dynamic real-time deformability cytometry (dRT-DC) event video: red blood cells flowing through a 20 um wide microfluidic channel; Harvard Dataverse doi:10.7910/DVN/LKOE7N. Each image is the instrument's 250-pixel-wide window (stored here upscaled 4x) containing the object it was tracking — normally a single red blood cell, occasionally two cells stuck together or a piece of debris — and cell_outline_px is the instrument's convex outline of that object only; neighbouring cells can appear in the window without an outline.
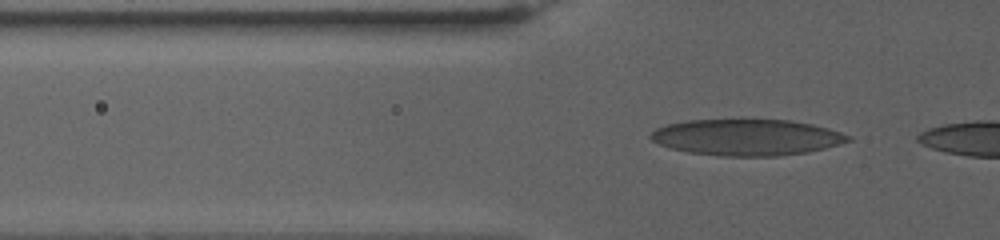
{"species": "human", "species_latin": "Homo sapiens", "temperature_condition": "warm", "stored_images_in_passage": 43, "camera_frame_rate_fps": 3000, "um_per_image_px": 0.085, "donor": {"sex": "female"}, "frame": {"image": 1, "passage_image": 3, "time_ms": 0.667, "image_size_px": [1000, 240], "cell_outline_px": [[852, 140], [840, 144], [808, 152], [776, 156], [720, 156], [688, 152], [668, 148], [652, 140], [648, 136], [656, 128], [668, 124], [688, 120], [744, 116], [792, 120], [812, 124], [828, 128], [852, 136]], "centroid_in_image_um": [63.46, 11.62], "position_along_channel_um": 62.3, "area_um2": 43.23}}
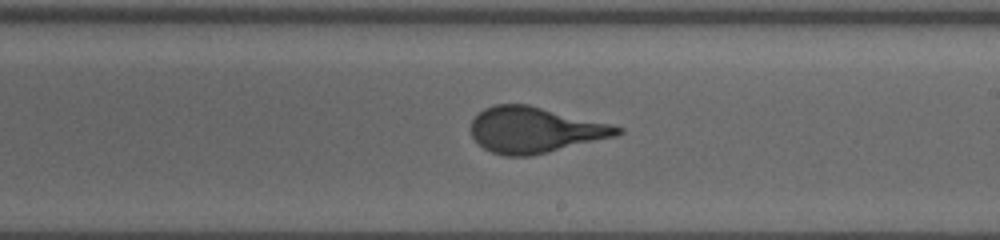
{"frame": {"image": 2, "passage_image": 23, "time_ms": 7.333, "image_size_px": [1000, 240], "cell_outline_px": [[624, 132], [616, 136], [548, 152], [528, 156], [504, 156], [492, 152], [484, 148], [472, 136], [468, 128], [472, 120], [484, 108], [496, 104], [528, 104], [612, 124], [624, 128]], "centroid_in_image_um": [45.46, 11.04], "position_along_channel_um": 243.5, "area_um2": 39.13}}
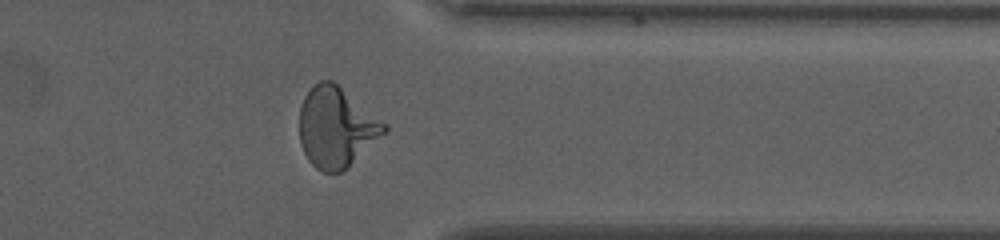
{"frame": {"image": 3, "passage_image": 38, "time_ms": 12.333, "image_size_px": [1000, 240], "cell_outline_px": [[388, 132], [348, 168], [340, 172], [324, 172], [316, 168], [308, 160], [300, 144], [300, 108], [304, 96], [320, 80], [332, 80], [388, 124]], "centroid_in_image_um": [28.62, 10.84], "position_along_channel_um": 382.8, "area_um2": 39.82}}